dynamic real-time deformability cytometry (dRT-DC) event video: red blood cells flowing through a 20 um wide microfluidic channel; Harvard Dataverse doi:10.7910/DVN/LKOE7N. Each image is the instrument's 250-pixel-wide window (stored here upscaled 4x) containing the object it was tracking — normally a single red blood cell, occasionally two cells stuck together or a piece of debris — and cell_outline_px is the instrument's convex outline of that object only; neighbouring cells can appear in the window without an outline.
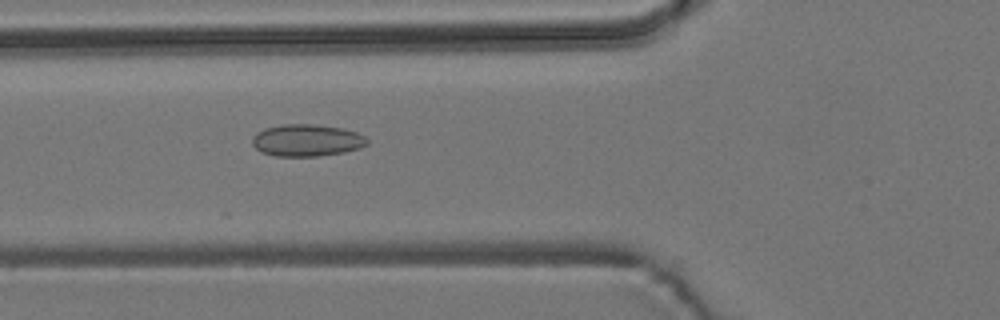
{"species": "common noctule bat (a hibernating species)", "species_latin": "Nyctalus noctula", "temperature_condition": "room temperature", "stored_images_in_passage": 5, "camera_frame_rate_fps": 3000, "um_per_image_px": 0.085, "animal": {"sex": "male", "body_mass_g": 19.2, "forearm_length_mm": 51.8}, "frame": {"image": 1, "passage_image": 5, "time_ms": 4.667, "image_size_px": [1000, 320], "cell_outline_px": [[368, 144], [360, 148], [344, 152], [320, 156], [276, 156], [260, 152], [252, 144], [252, 136], [256, 132], [264, 128], [284, 124], [316, 124], [344, 128], [356, 132], [364, 136], [368, 140]], "centroid_in_image_um": [26.07, 11.92], "position_along_channel_um": 99.7, "area_um2": 21.68}}